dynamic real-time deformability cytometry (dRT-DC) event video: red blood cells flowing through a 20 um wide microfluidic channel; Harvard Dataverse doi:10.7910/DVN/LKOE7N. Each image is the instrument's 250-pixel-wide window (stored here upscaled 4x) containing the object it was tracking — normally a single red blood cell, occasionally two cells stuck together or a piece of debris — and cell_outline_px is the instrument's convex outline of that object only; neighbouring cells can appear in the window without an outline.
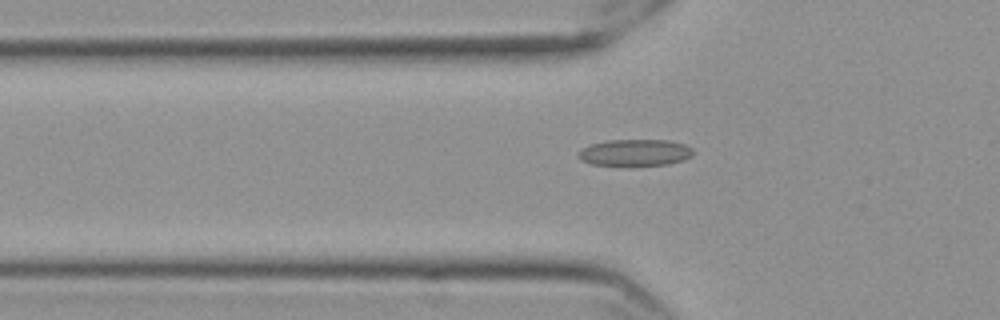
{"species": "Egyptian fruit bat (a non-hibernating species)", "species_latin": "Rousettus aegyptiacus", "temperature_condition": "cold", "stored_images_in_passage": 58, "camera_frame_rate_fps": 3000, "um_per_image_px": 0.085, "frame": {"image": 1, "passage_image": 20, "time_ms": 6.333, "image_size_px": [1000, 320], "cell_outline_px": [[692, 156], [684, 160], [668, 164], [592, 164], [580, 160], [576, 156], [576, 152], [580, 148], [588, 144], [608, 140], [668, 140], [684, 144], [692, 148]], "centroid_in_image_um": [53.91, 12.94], "position_along_channel_um": 71.9, "area_um2": 17.69}}
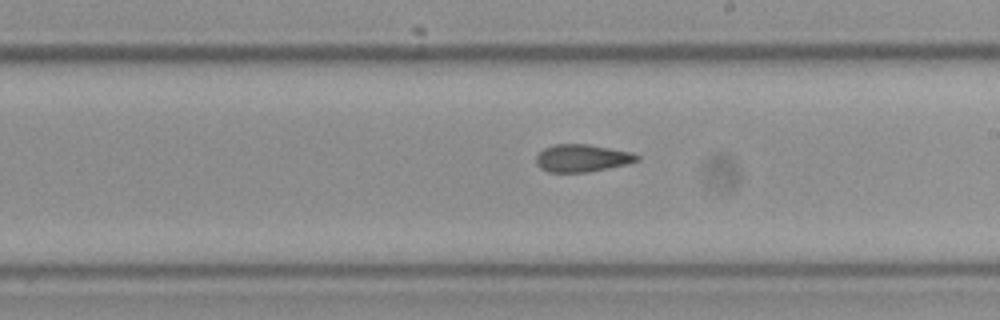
{"frame": {"image": 2, "passage_image": 34, "time_ms": 11.0, "image_size_px": [1000, 320], "cell_outline_px": [[640, 160], [628, 164], [588, 172], [548, 172], [540, 168], [536, 164], [536, 156], [544, 148], [552, 144], [588, 144], [632, 152], [640, 156]], "centroid_in_image_um": [49.48, 13.44], "position_along_channel_um": 239.5, "area_um2": 16.3}}
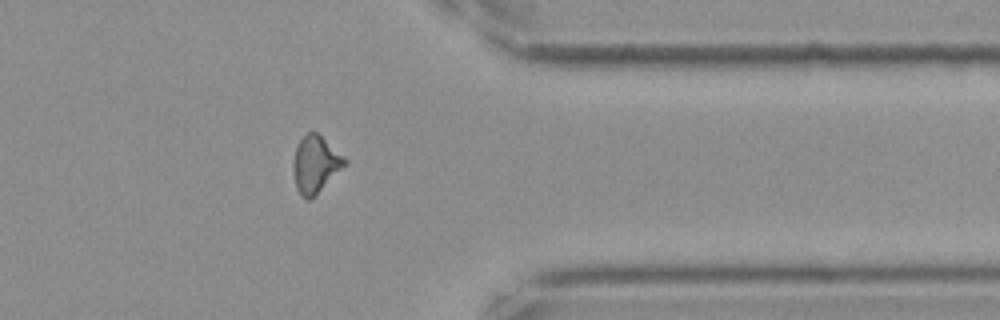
{"frame": {"image": 3, "passage_image": 47, "time_ms": 15.333, "image_size_px": [1000, 320], "cell_outline_px": [[348, 164], [308, 200], [300, 196], [296, 188], [292, 172], [292, 164], [296, 148], [300, 140], [308, 132], [316, 132], [344, 156], [348, 160]], "centroid_in_image_um": [26.8, 13.97], "position_along_channel_um": 384.6, "area_um2": 16.94}, "authors_computed_cell_mechanics": {"area_um2": 16.7042, "velocity_mm_per_s": 3.5779, "shape_relaxation_time_tau1_ms": null, "shape_relaxation_time_tau2_ms": 3.8855, "deformation_change_tau1": null, "deformation_change_tau2": 0.1091}}